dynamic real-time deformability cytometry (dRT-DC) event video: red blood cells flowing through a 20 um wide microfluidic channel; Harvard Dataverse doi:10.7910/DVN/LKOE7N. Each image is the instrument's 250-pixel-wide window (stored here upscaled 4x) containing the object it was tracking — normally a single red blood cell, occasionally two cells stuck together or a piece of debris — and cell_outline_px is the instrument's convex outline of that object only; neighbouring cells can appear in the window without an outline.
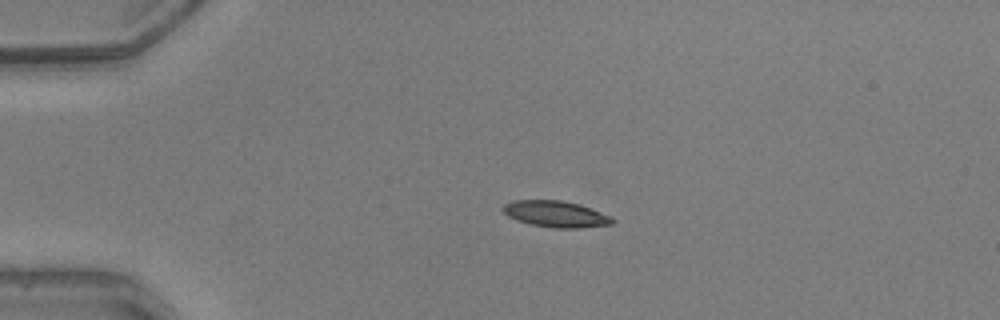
{"species": "common noctule bat (a hibernating species)", "species_latin": "Nyctalus noctula", "temperature_condition": "warm", "stored_images_in_passage": 31, "camera_frame_rate_fps": 3000, "um_per_image_px": 0.085, "animal": {"sex": "male", "body_mass_g": 20.5, "forearm_length_mm": 52.5}, "frame": {"image": 1, "passage_image": 1, "time_ms": 0.0, "image_size_px": [1000, 320], "cell_outline_px": [[616, 220], [612, 224], [580, 228], [556, 228], [532, 224], [516, 220], [508, 216], [500, 208], [504, 204], [512, 200], [560, 200], [580, 204], [612, 216]], "centroid_in_image_um": [47.25, 18.18], "position_along_channel_um": 37.7, "area_um2": 16.88}}
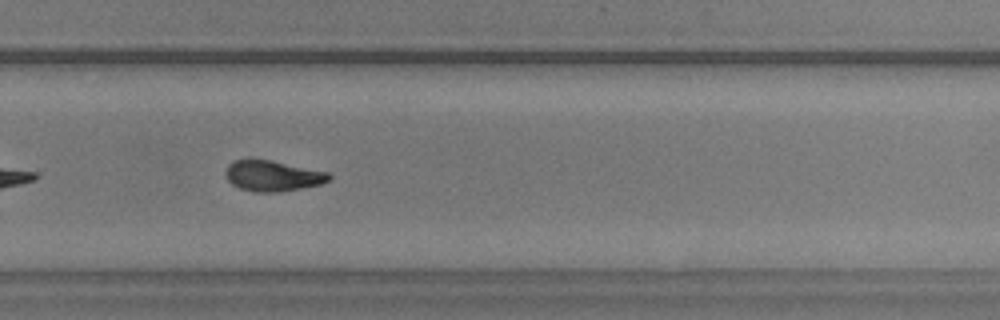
{"frame": {"image": 2, "passage_image": 22, "time_ms": 7.0, "image_size_px": [1000, 320], "cell_outline_px": [[332, 180], [320, 184], [280, 192], [256, 192], [240, 188], [232, 184], [228, 180], [228, 164], [232, 160], [248, 156], [272, 160], [328, 172], [332, 176]], "centroid_in_image_um": [23.17, 14.9], "position_along_channel_um": 306.6, "area_um2": 18.84}}
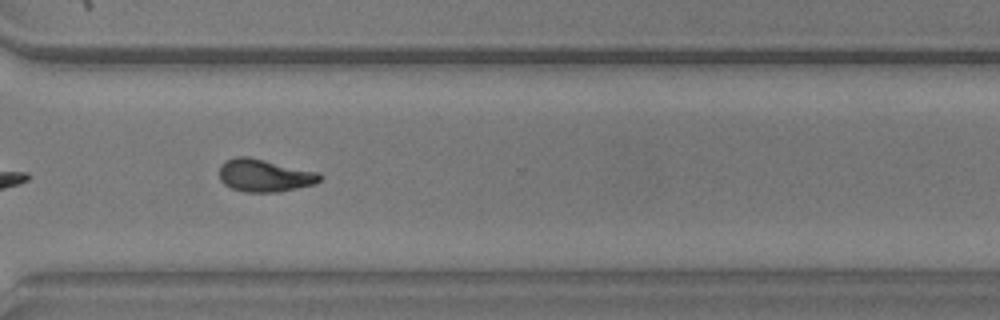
{"frame": {"image": 3, "passage_image": 25, "time_ms": 8.0, "image_size_px": [1000, 320], "cell_outline_px": [[324, 176], [316, 184], [280, 192], [244, 192], [232, 188], [224, 184], [220, 180], [220, 164], [224, 160], [236, 156], [248, 156], [320, 172]], "centroid_in_image_um": [22.51, 14.91], "position_along_channel_um": 348.1, "area_um2": 19.48}, "authors_computed_cell_mechanics": {"area_um2": 18.2648, "velocity_mm_per_s": 4.171, "shape_relaxation_time_tau1_ms": 4.26, "shape_relaxation_time_tau2_ms": 2.5387, "deformation_change_tau1": 0.1741, "deformation_change_tau2": 0.0995}}